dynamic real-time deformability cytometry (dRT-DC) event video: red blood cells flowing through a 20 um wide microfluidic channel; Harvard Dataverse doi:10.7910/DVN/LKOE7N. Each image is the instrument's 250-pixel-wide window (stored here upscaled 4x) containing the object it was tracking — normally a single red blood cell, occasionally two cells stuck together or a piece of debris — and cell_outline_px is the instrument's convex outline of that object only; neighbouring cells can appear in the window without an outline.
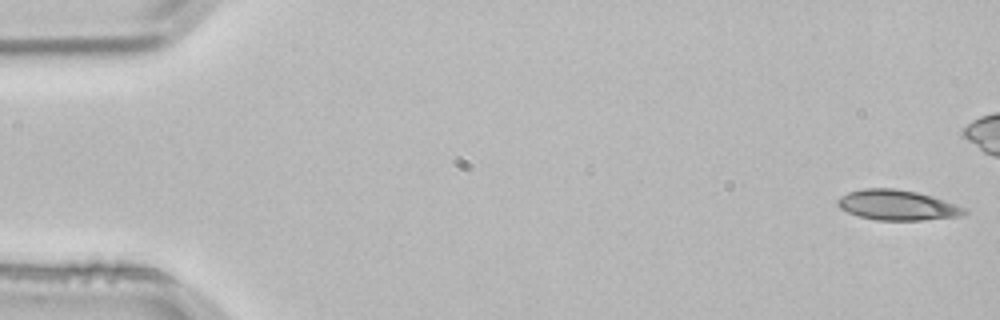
{"species": "common noctule bat (a hibernating species)", "species_latin": "Nyctalus noctula", "temperature_condition": "room temperature", "stored_images_in_passage": 5, "camera_frame_rate_fps": 3000, "um_per_image_px": 0.085, "animal": {"sex": "male", "body_mass_g": 21.5, "forearm_length_mm": 52.0}, "frame": {"image": 1, "passage_image": 1, "time_ms": 0.0, "image_size_px": [1000, 320], "cell_outline_px": [[968, 212], [960, 216], [920, 220], [876, 220], [860, 216], [848, 212], [840, 208], [836, 204], [836, 200], [840, 196], [848, 192], [864, 188], [892, 188], [916, 192], [932, 196], [964, 208]], "centroid_in_image_um": [76.21, 17.43], "position_along_channel_um": 8.8, "area_um2": 22.08}}